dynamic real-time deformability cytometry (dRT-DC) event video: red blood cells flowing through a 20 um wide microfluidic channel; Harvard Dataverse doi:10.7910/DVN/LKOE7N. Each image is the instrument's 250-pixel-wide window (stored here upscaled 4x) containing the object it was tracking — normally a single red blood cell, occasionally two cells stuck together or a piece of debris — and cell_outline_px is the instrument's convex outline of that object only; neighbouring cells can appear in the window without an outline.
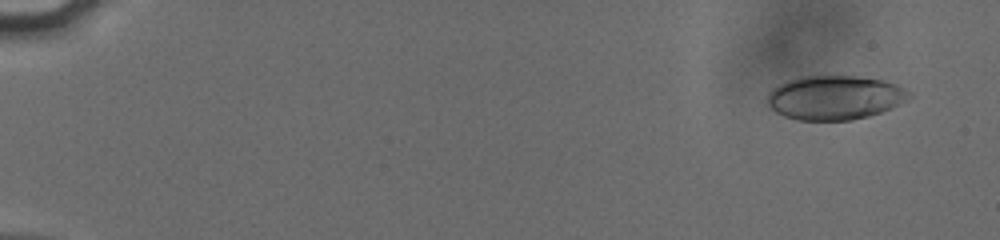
{"species": "human", "species_latin": "Homo sapiens", "temperature_condition": "cold", "stored_images_in_passage": 54, "camera_frame_rate_fps": 3000, "um_per_image_px": 0.085, "donor": {"sex": "male"}, "frame": {"image": 1, "passage_image": 2, "time_ms": 0.333, "image_size_px": [1000, 240], "cell_outline_px": [[912, 96], [908, 100], [892, 108], [868, 116], [852, 120], [796, 120], [784, 116], [776, 112], [768, 104], [768, 96], [772, 88], [788, 80], [800, 76], [856, 76], [884, 80], [896, 84], [912, 92]], "centroid_in_image_um": [70.99, 8.29], "position_along_channel_um": 14.0, "area_um2": 36.59}}
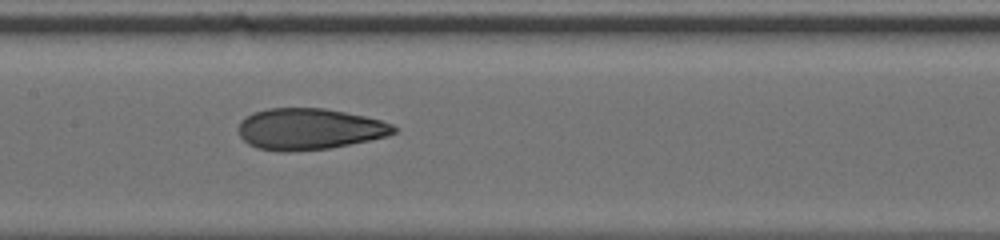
{"frame": {"image": 2, "passage_image": 28, "time_ms": 9.0, "image_size_px": [1000, 240], "cell_outline_px": [[396, 132], [388, 136], [328, 148], [288, 152], [280, 152], [256, 148], [248, 144], [240, 136], [240, 120], [256, 112], [268, 108], [324, 108], [364, 116], [380, 120], [392, 124], [396, 128]], "centroid_in_image_um": [26.28, 10.97], "position_along_channel_um": 181.1, "area_um2": 37.11}}
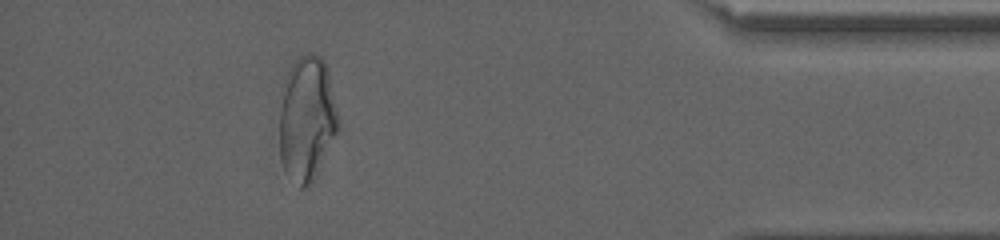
{"frame": {"image": 3, "passage_image": 49, "time_ms": 16.0, "image_size_px": [1000, 240], "cell_outline_px": [[340, 128], [308, 188], [300, 188], [284, 168], [280, 160], [280, 108], [288, 72], [292, 64], [300, 56], [308, 52], [312, 52], [320, 56], [324, 60], [328, 72], [340, 124]], "centroid_in_image_um": [26.1, 10.08], "position_along_channel_um": 409.1, "area_um2": 42.25}, "authors_computed_cell_mechanics": {"area_um2": 37.1076, "velocity_mm_per_s": 3.8282, "shape_relaxation_time_tau1_ms": 9.6545, "shape_relaxation_time_tau2_ms": 1.459, "deformation_change_tau1": 0.2476, "deformation_change_tau2": 0.0881}}